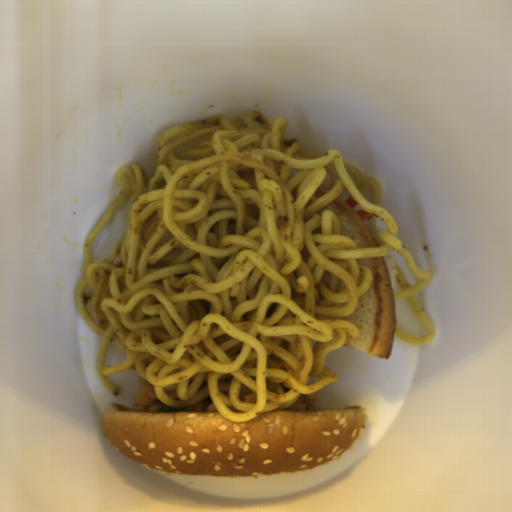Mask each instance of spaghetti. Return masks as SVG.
<instances>
[{"label":"spaghetti","mask_w":512,"mask_h":512,"mask_svg":"<svg viewBox=\"0 0 512 512\" xmlns=\"http://www.w3.org/2000/svg\"><path fill=\"white\" fill-rule=\"evenodd\" d=\"M258 110L236 120L205 116L163 131L147 181L135 160L115 172L118 192L84 239L75 307L103 336L95 372H135L170 407L211 396L220 414L244 422L283 411L301 394L339 382L329 352L361 330L341 319L359 307L374 273L360 259L397 251L411 273H394L429 345L435 323L416 294L434 279L398 238L382 206L383 185L343 160L287 138ZM125 200L127 223L106 257L95 240Z\"/></svg>","instance_id":"1"}]
</instances>
